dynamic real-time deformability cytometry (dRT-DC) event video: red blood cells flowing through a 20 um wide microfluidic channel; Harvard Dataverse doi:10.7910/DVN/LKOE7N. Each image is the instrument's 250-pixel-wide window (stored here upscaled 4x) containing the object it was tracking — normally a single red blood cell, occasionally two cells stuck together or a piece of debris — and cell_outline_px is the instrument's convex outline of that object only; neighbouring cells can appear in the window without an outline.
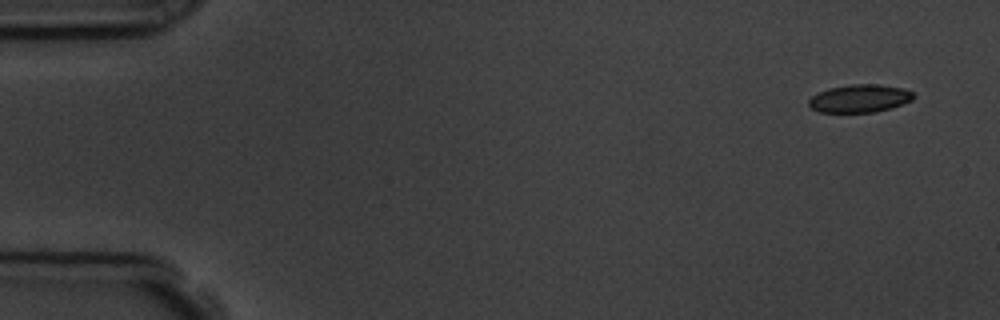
{"species": "common noctule bat (a hibernating species)", "species_latin": "Nyctalus noctula", "temperature_condition": "room temperature", "stored_images_in_passage": 4, "camera_frame_rate_fps": 3000, "um_per_image_px": 0.085, "animal": {"sex": "male", "body_mass_g": 19.5, "forearm_length_mm": 54.6}, "frame": {"image": 1, "passage_image": 1, "time_ms": 0.0, "image_size_px": [1000, 320], "cell_outline_px": [[916, 96], [912, 100], [892, 108], [876, 112], [820, 112], [812, 108], [808, 104], [808, 100], [816, 92], [828, 88], [852, 84], [880, 84], [904, 88], [912, 92]], "centroid_in_image_um": [73.08, 8.36], "position_along_channel_um": 11.9, "area_um2": 17.22}}
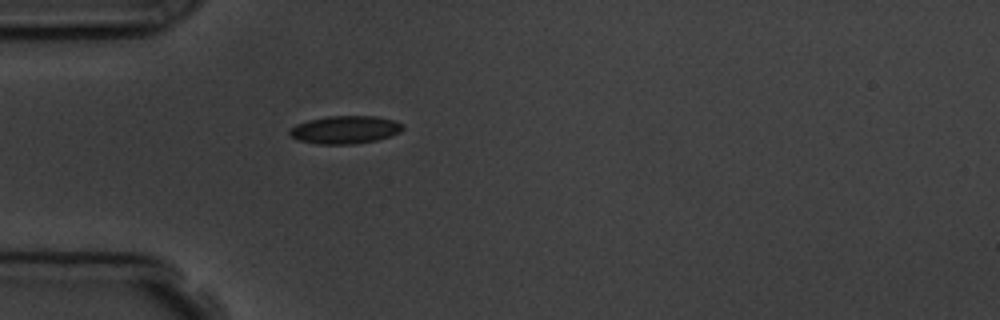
{"frame": {"image": 2, "passage_image": 4, "time_ms": 4.333, "image_size_px": [1000, 320], "cell_outline_px": [[404, 128], [400, 132], [376, 140], [352, 144], [316, 144], [300, 140], [292, 136], [288, 132], [296, 124], [308, 120], [328, 116], [376, 116], [392, 120], [404, 124]], "centroid_in_image_um": [29.34, 11.02], "position_along_channel_um": 55.7, "area_um2": 18.21}}